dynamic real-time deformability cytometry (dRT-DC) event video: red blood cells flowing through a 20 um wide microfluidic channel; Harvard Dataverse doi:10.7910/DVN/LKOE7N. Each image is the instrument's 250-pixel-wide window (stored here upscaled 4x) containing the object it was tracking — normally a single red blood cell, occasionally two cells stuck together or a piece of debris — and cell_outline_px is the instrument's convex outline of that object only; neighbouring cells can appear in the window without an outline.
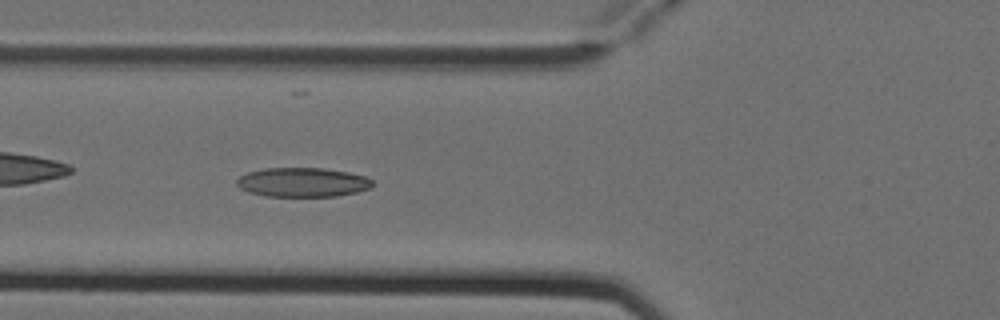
{"species": "Egyptian fruit bat (a non-hibernating species)", "species_latin": "Rousettus aegyptiacus", "temperature_condition": "cold", "stored_images_in_passage": 4, "camera_frame_rate_fps": 3000, "um_per_image_px": 0.085, "animal": {"sex": "female"}, "frame": {"image": 1, "passage_image": 4, "time_ms": 1.0, "image_size_px": [1000, 320], "cell_outline_px": [[372, 188], [356, 192], [336, 196], [264, 196], [248, 192], [240, 188], [236, 184], [236, 180], [240, 176], [248, 172], [264, 168], [324, 168], [348, 172], [364, 176], [372, 180]], "centroid_in_image_um": [25.7, 15.49], "position_along_channel_um": 100.1, "area_um2": 23.18}}